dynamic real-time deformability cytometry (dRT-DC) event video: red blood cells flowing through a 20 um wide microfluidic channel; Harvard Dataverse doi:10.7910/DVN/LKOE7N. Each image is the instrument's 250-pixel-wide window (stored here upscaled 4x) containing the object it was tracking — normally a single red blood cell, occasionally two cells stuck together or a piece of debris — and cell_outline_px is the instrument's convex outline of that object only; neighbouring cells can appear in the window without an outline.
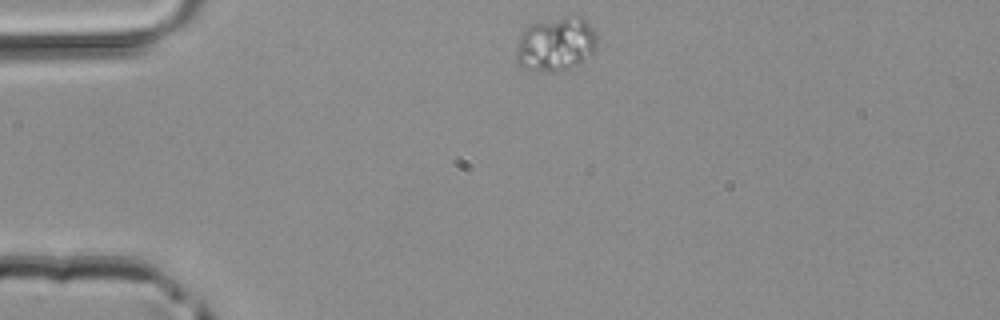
{"species": "common noctule bat (a hibernating species)", "species_latin": "Nyctalus noctula", "temperature_condition": "room temperature", "stored_images_in_passage": 40, "camera_frame_rate_fps": 3000, "um_per_image_px": 0.085, "animal": {"sex": "male", "body_mass_g": 20.4}, "frame": {"image": 1, "passage_image": 1, "time_ms": 0.0, "image_size_px": [1000, 320], "cell_outline_px": [[596, 48], [592, 56], [572, 72], [540, 72], [524, 68], [516, 60], [516, 52], [520, 36], [532, 24], [564, 16], [580, 16], [592, 28], [596, 36]], "centroid_in_image_um": [47.3, 3.83], "position_along_channel_um": 37.7, "area_um2": 26.01}}
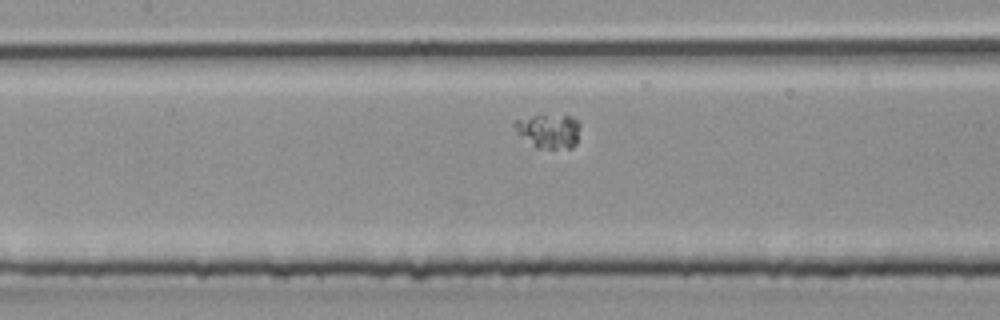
{"frame": {"image": 2, "passage_image": 13, "time_ms": 4.0, "image_size_px": [1000, 320], "cell_outline_px": [[580, 128], [576, 144], [572, 148], [536, 148], [516, 132], [512, 124], [516, 120], [532, 116], [568, 116], [580, 120]], "centroid_in_image_um": [46.66, 11.14], "position_along_channel_um": 160.7, "area_um2": 13.01}}
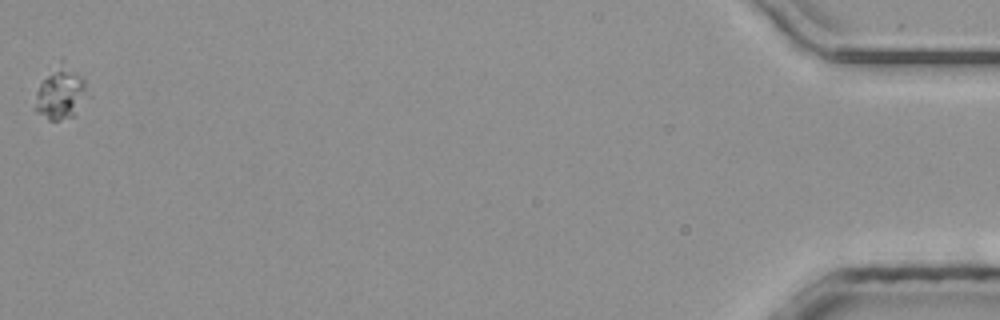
{"frame": {"image": 3, "passage_image": 40, "time_ms": 13.0, "image_size_px": [1000, 320], "cell_outline_px": [[84, 88], [76, 116], [56, 120], [48, 120], [36, 108], [36, 92], [40, 84], [60, 56], [84, 76]], "centroid_in_image_um": [5.13, 7.8], "position_along_channel_um": 430.1, "area_um2": 15.66}}